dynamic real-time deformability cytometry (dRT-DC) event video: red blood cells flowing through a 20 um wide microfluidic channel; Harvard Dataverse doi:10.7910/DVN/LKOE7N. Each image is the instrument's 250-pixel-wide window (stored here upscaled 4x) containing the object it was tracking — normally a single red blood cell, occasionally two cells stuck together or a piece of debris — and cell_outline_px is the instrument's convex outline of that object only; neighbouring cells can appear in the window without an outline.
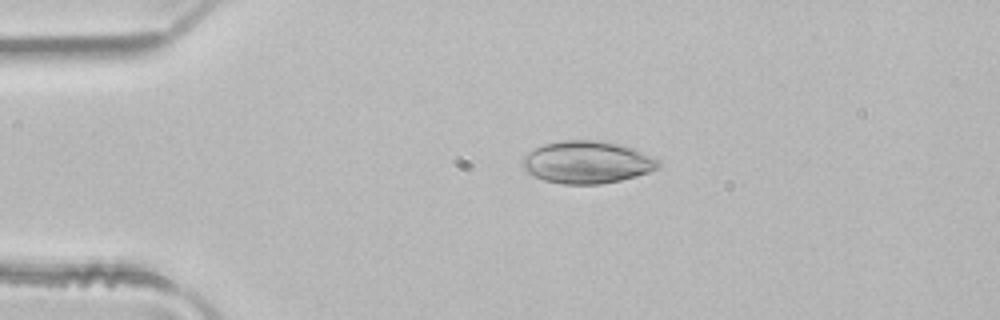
{"species": "common noctule bat (a hibernating species)", "species_latin": "Nyctalus noctula", "temperature_condition": "room temperature", "stored_images_in_passage": 3, "camera_frame_rate_fps": 3000, "um_per_image_px": 0.085, "animal": {"sex": "male", "body_mass_g": 21.5, "forearm_length_mm": 52.0}, "frame": {"image": 1, "passage_image": 3, "time_ms": 0.667, "image_size_px": [1000, 320], "cell_outline_px": [[664, 164], [660, 168], [636, 176], [620, 180], [600, 184], [564, 184], [544, 180], [532, 176], [524, 168], [524, 156], [528, 152], [544, 144], [564, 140], [592, 140], [620, 144], [632, 148], [652, 156], [660, 160]], "centroid_in_image_um": [49.95, 13.79], "position_along_channel_um": 35.1, "area_um2": 33.47}}